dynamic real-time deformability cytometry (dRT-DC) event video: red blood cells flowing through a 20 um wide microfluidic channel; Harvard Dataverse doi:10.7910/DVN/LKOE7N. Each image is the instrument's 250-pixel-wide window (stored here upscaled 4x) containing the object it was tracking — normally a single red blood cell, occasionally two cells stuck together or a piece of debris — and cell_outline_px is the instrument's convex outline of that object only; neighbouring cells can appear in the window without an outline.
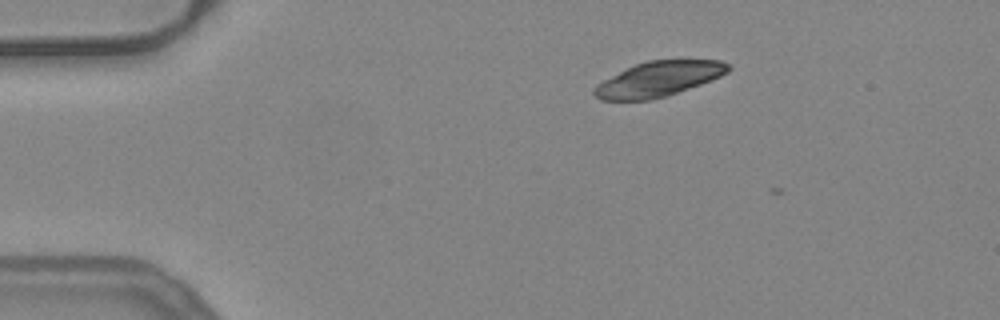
{"species": "common noctule bat (a hibernating species)", "species_latin": "Nyctalus noctula", "temperature_condition": "warm", "stored_images_in_passage": 5, "camera_frame_rate_fps": 3000, "um_per_image_px": 0.085, "animal": {"sex": "female", "body_mass_g": 24.6, "forearm_length_mm": 56.2}, "frame": {"image": 1, "passage_image": 1, "time_ms": 0.0, "image_size_px": [1000, 320], "cell_outline_px": [[732, 68], [728, 72], [712, 80], [664, 96], [648, 100], [600, 100], [592, 92], [592, 88], [596, 84], [636, 64], [648, 60], [720, 60], [732, 64]], "centroid_in_image_um": [56.0, 6.71], "position_along_channel_um": 29.0, "area_um2": 27.05}}